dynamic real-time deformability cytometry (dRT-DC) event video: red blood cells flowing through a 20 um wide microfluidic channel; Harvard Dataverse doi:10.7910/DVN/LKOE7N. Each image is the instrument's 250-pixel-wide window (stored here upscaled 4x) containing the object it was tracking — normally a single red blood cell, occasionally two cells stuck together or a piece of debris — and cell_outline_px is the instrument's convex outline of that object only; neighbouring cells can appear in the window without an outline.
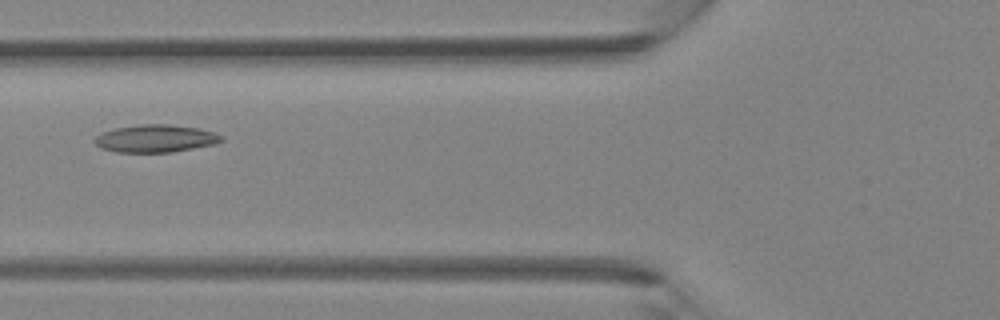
{"species": "Egyptian fruit bat (a non-hibernating species)", "species_latin": "Rousettus aegyptiacus", "temperature_condition": "room temperature", "stored_images_in_passage": 39, "camera_frame_rate_fps": 3000, "um_per_image_px": 0.085, "animal": {"sex": "female"}, "frame": {"image": 1, "passage_image": 15, "time_ms": 4.667, "image_size_px": [1000, 320], "cell_outline_px": [[224, 140], [216, 144], [172, 152], [116, 152], [100, 148], [92, 140], [100, 132], [116, 128], [140, 124], [168, 124], [200, 128], [224, 136]], "centroid_in_image_um": [13.22, 11.77], "position_along_channel_um": 112.6, "area_um2": 20.58}}
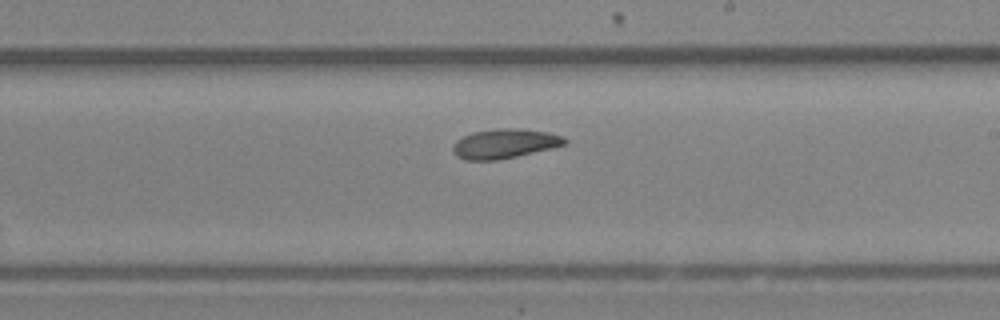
{"frame": {"image": 2, "passage_image": 23, "time_ms": 7.333, "image_size_px": [1000, 320], "cell_outline_px": [[568, 140], [564, 144], [552, 148], [516, 156], [496, 160], [464, 160], [456, 156], [452, 148], [452, 144], [456, 140], [472, 132], [500, 128], [516, 128], [548, 132], [560, 136]], "centroid_in_image_um": [42.84, 12.21], "position_along_channel_um": 246.2, "area_um2": 19.07}}
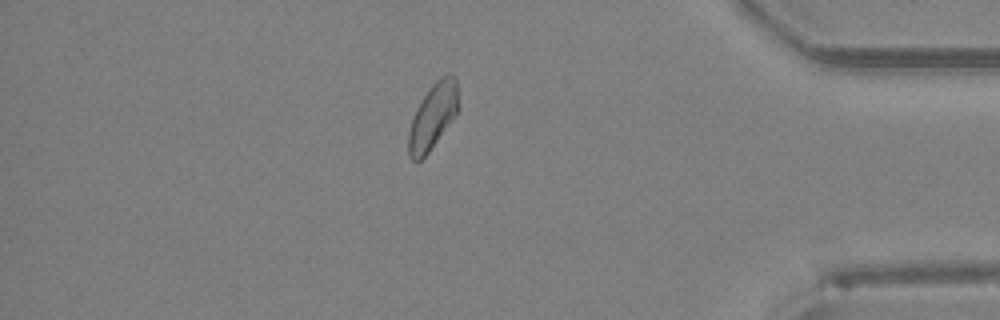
{"frame": {"image": 3, "passage_image": 34, "time_ms": 11.0, "image_size_px": [1000, 320], "cell_outline_px": [[460, 108], [456, 116], [428, 152], [420, 160], [412, 160], [408, 156], [408, 132], [416, 108], [420, 100], [432, 84], [440, 76], [448, 72], [456, 80]], "centroid_in_image_um": [36.81, 9.86], "position_along_channel_um": 398.4, "area_um2": 19.25}}